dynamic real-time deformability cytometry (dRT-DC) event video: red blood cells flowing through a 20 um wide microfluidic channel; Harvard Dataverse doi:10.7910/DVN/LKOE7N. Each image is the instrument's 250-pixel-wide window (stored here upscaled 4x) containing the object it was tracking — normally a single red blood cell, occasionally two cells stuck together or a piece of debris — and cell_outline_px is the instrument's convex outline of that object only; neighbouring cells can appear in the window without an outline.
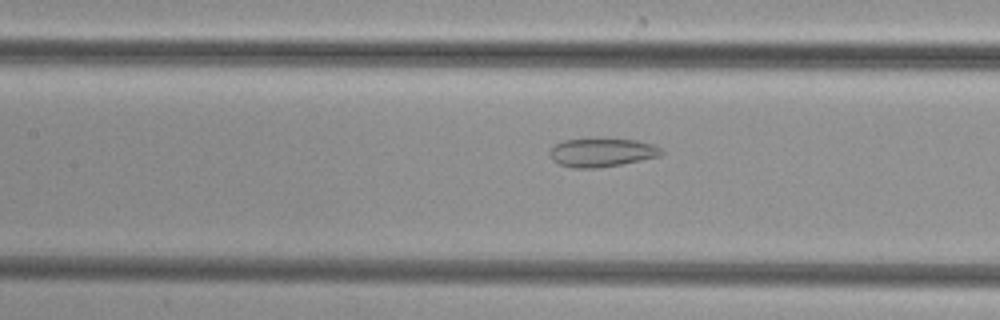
{"species": "common noctule bat (a hibernating species)", "species_latin": "Nyctalus noctula", "temperature_condition": "cold", "stored_images_in_passage": 34, "camera_frame_rate_fps": 3000, "um_per_image_px": 0.085, "animal": {"sex": "female", "body_mass_g": 29.2, "forearm_length_mm": 56.3}, "frame": {"image": 1, "passage_image": 7, "time_ms": 2.0, "image_size_px": [1000, 320], "cell_outline_px": [[664, 152], [660, 156], [600, 168], [572, 168], [560, 164], [552, 160], [548, 156], [548, 152], [556, 144], [564, 140], [636, 140], [652, 144], [660, 148]], "centroid_in_image_um": [51.12, 12.99], "position_along_channel_um": 156.3, "area_um2": 18.21}}
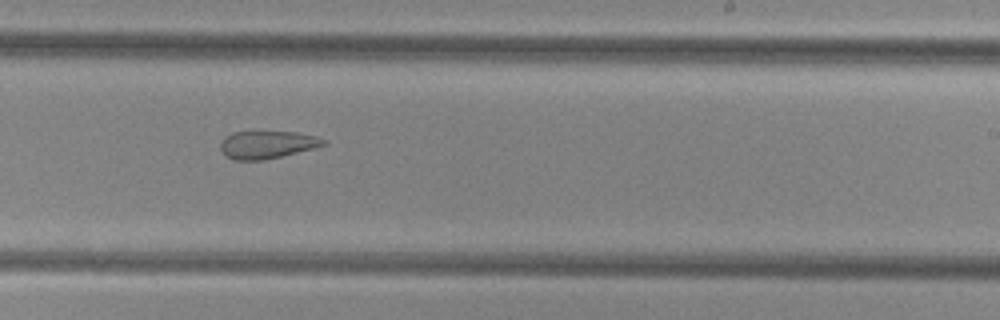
{"frame": {"image": 2, "passage_image": 15, "time_ms": 4.667, "image_size_px": [1000, 320], "cell_outline_px": [[328, 144], [316, 148], [264, 160], [232, 160], [220, 148], [220, 144], [224, 136], [232, 132], [296, 132], [316, 136], [324, 140]], "centroid_in_image_um": [22.72, 12.29], "position_along_channel_um": 266.3, "area_um2": 16.59}}
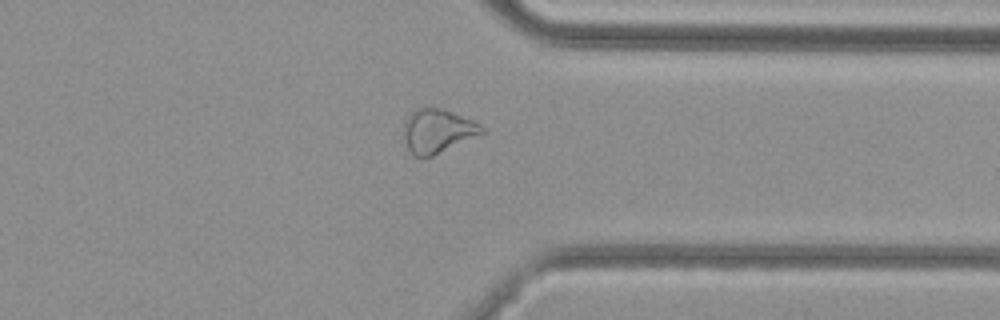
{"frame": {"image": 3, "passage_image": 23, "time_ms": 7.333, "image_size_px": [1000, 320], "cell_outline_px": [[484, 132], [432, 156], [412, 156], [408, 148], [404, 136], [404, 120], [416, 108], [440, 108], [472, 120], [480, 124], [484, 128]], "centroid_in_image_um": [37.16, 11.13], "position_along_channel_um": 374.2, "area_um2": 19.48}}